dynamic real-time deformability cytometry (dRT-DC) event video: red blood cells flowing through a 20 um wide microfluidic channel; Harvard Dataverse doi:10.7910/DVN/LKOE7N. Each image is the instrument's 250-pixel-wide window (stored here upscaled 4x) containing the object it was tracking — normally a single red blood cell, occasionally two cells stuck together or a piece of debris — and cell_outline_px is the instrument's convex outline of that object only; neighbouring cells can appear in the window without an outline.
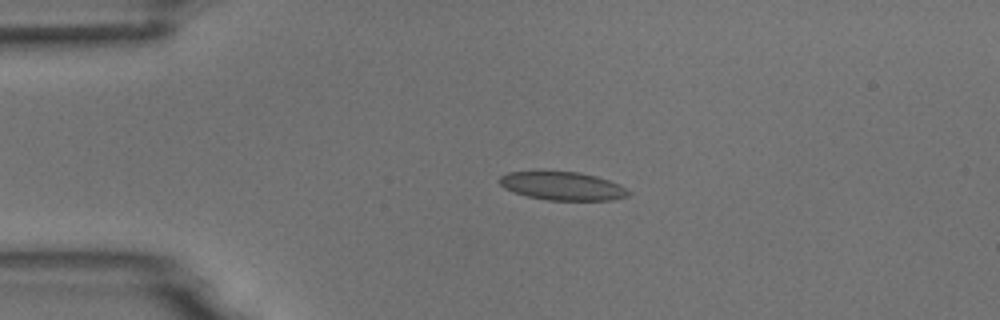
{"species": "common noctule bat (a hibernating species)", "species_latin": "Nyctalus noctula", "temperature_condition": "room temperature", "stored_images_in_passage": 3, "camera_frame_rate_fps": 3000, "um_per_image_px": 0.085, "animal": {"sex": "male", "body_mass_g": 18.8}, "frame": {"image": 1, "passage_image": 2, "time_ms": 0.333, "image_size_px": [1000, 320], "cell_outline_px": [[632, 192], [628, 196], [612, 200], [548, 200], [528, 196], [504, 188], [500, 184], [500, 176], [508, 172], [580, 172], [596, 176], [620, 184]], "centroid_in_image_um": [47.87, 15.81], "position_along_channel_um": 37.1, "area_um2": 21.1}}